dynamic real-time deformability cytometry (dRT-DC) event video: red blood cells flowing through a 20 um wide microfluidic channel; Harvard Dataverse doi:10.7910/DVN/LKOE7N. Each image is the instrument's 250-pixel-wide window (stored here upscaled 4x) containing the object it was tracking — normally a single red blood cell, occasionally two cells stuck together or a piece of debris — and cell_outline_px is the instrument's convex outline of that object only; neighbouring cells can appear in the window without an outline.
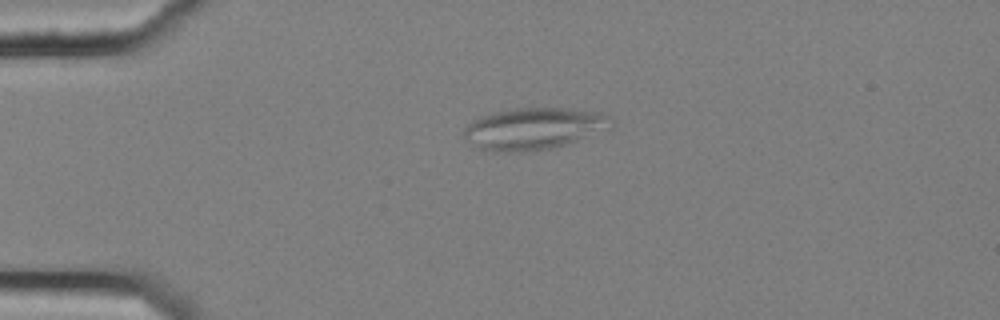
{"species": "common noctule bat (a hibernating species)", "species_latin": "Nyctalus noctula", "temperature_condition": "cold", "stored_images_in_passage": 5, "camera_frame_rate_fps": 3000, "um_per_image_px": 0.085, "animal": {"sex": "female", "body_mass_g": 25.1}, "frame": {"image": 1, "passage_image": 4, "time_ms": 1.0, "image_size_px": [1000, 320], "cell_outline_px": [[612, 128], [556, 148], [520, 152], [484, 152], [476, 148], [464, 136], [464, 128], [472, 120], [480, 116], [496, 112], [516, 108], [568, 108], [600, 112], [608, 116], [612, 120]], "centroid_in_image_um": [45.37, 10.95], "position_along_channel_um": 39.6, "area_um2": 36.3}}